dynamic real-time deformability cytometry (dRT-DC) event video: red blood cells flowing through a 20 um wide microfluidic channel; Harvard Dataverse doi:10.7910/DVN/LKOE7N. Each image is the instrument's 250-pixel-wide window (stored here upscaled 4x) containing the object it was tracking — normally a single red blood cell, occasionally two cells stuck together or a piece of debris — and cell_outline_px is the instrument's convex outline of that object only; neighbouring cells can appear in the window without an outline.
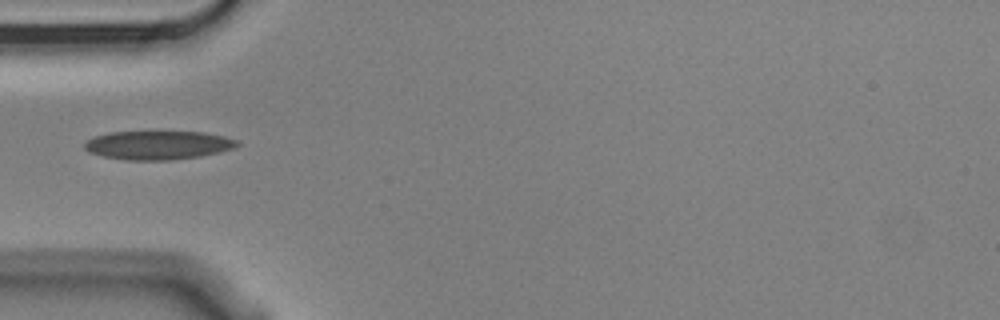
{"species": "Egyptian fruit bat (a non-hibernating species)", "species_latin": "Rousettus aegyptiacus", "temperature_condition": "cold", "stored_images_in_passage": 3, "camera_frame_rate_fps": 3000, "um_per_image_px": 0.085, "animal": {"sex": "male"}, "frame": {"image": 1, "passage_image": 1, "time_ms": 0.0, "image_size_px": [1000, 320], "cell_outline_px": [[240, 144], [232, 148], [220, 152], [200, 156], [172, 160], [128, 160], [104, 156], [88, 152], [84, 148], [84, 144], [88, 140], [96, 136], [108, 132], [204, 132], [224, 136], [236, 140]], "centroid_in_image_um": [13.43, 12.34], "position_along_channel_um": 71.6, "area_um2": 25.37}}
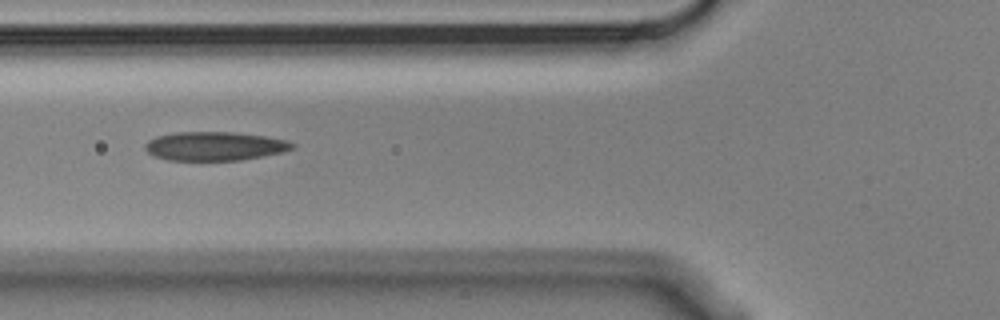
{"frame": {"image": 2, "passage_image": 2, "time_ms": 0.333, "image_size_px": [1000, 320], "cell_outline_px": [[296, 148], [280, 152], [240, 160], [168, 160], [152, 156], [144, 148], [144, 144], [148, 140], [156, 136], [176, 132], [232, 132], [264, 136], [288, 140], [296, 144]], "centroid_in_image_um": [18.22, 12.42], "position_along_channel_um": 107.6, "area_um2": 24.74}}
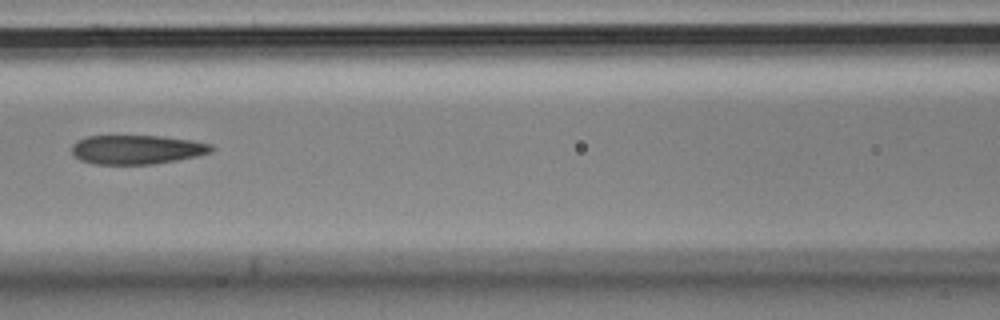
{"frame": {"image": 3, "passage_image": 3, "time_ms": 0.667, "image_size_px": [1000, 320], "cell_outline_px": [[216, 148], [212, 152], [196, 156], [176, 160], [152, 164], [96, 164], [80, 160], [72, 152], [72, 144], [76, 140], [88, 136], [160, 136], [192, 140], [212, 144]], "centroid_in_image_um": [11.65, 12.71], "position_along_channel_um": 154.9, "area_um2": 23.7}}